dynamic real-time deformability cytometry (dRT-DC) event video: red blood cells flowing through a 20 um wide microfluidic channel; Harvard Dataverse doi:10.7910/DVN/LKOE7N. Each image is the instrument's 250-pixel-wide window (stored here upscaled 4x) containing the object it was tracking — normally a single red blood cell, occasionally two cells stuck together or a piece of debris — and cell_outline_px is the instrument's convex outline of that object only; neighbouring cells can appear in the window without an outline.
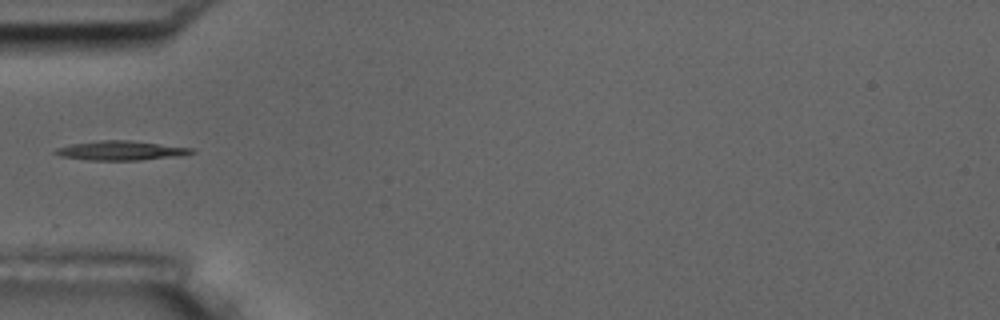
{"species": "common noctule bat (a hibernating species)", "species_latin": "Nyctalus noctula", "temperature_condition": "room temperature", "stored_images_in_passage": 5, "camera_frame_rate_fps": 3000, "um_per_image_px": 0.085, "animal": {"sex": "male", "body_mass_g": 17.5, "forearm_length_mm": 52.3}, "frame": {"image": 1, "passage_image": 5, "time_ms": 4.667, "image_size_px": [1000, 320], "cell_outline_px": [[196, 152], [180, 156], [140, 160], [88, 160], [60, 156], [52, 152], [56, 148], [72, 144], [100, 140], [128, 140], [196, 148]], "centroid_in_image_um": [10.31, 12.8], "position_along_channel_um": 74.7, "area_um2": 15.43}}